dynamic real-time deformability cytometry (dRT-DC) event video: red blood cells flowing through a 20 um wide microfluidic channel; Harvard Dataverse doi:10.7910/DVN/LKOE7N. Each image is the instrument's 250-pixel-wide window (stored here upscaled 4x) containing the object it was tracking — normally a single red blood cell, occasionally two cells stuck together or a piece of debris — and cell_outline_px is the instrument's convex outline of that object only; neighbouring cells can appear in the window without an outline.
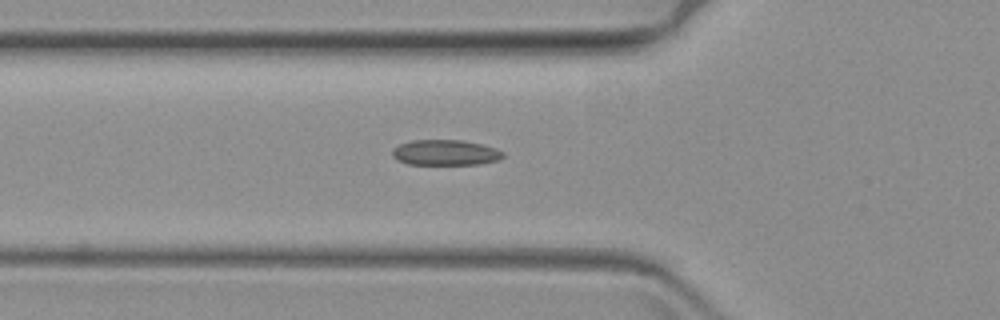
{"species": "common noctule bat (a hibernating species)", "species_latin": "Nyctalus noctula", "temperature_condition": "warm", "stored_images_in_passage": 43, "camera_frame_rate_fps": 3000, "um_per_image_px": 0.085, "animal": {"sex": "female", "body_mass_g": 19.3, "forearm_length_mm": 54.1}, "frame": {"image": 1, "passage_image": 2, "time_ms": 0.333, "image_size_px": [1000, 320], "cell_outline_px": [[504, 156], [500, 160], [480, 164], [408, 164], [396, 160], [392, 156], [392, 148], [400, 144], [412, 140], [464, 140], [496, 148], [504, 152]], "centroid_in_image_um": [37.86, 12.97], "position_along_channel_um": 87.9, "area_um2": 16.59}}
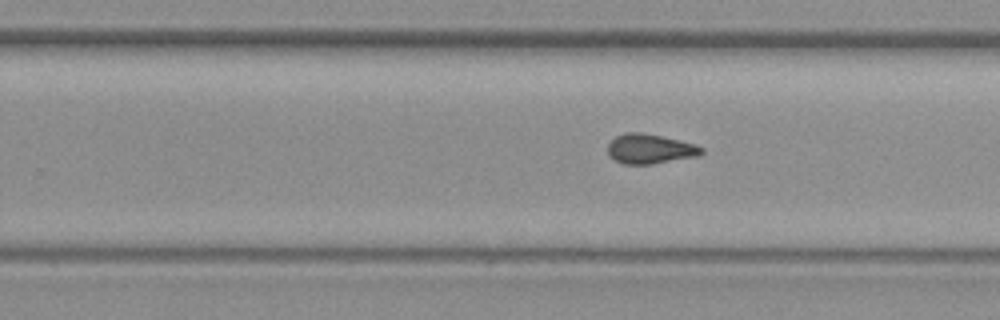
{"frame": {"image": 2, "passage_image": 19, "time_ms": 6.0, "image_size_px": [1000, 320], "cell_outline_px": [[704, 152], [700, 156], [652, 164], [624, 164], [608, 156], [608, 144], [616, 136], [624, 132], [644, 132], [696, 144], [704, 148]], "centroid_in_image_um": [55.27, 12.65], "position_along_channel_um": 274.5, "area_um2": 16.42}}
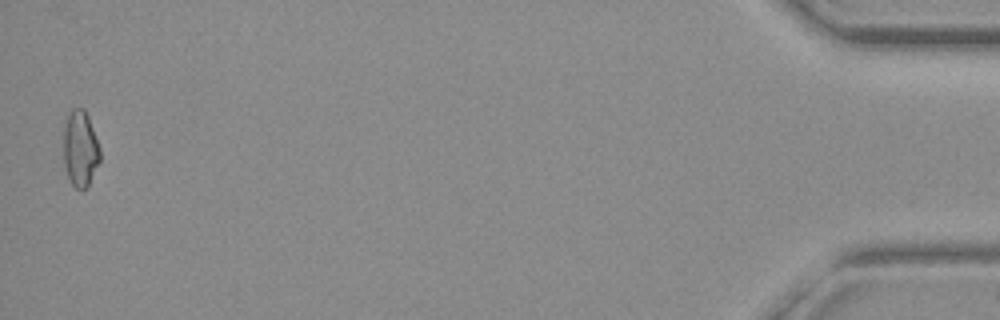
{"frame": {"image": 3, "passage_image": 42, "time_ms": 13.667, "image_size_px": [1000, 320], "cell_outline_px": [[100, 160], [88, 188], [76, 188], [72, 184], [68, 176], [64, 164], [64, 124], [72, 108], [84, 108], [88, 116], [100, 148]], "centroid_in_image_um": [6.83, 12.64], "position_along_channel_um": 428.4, "area_um2": 16.13}}